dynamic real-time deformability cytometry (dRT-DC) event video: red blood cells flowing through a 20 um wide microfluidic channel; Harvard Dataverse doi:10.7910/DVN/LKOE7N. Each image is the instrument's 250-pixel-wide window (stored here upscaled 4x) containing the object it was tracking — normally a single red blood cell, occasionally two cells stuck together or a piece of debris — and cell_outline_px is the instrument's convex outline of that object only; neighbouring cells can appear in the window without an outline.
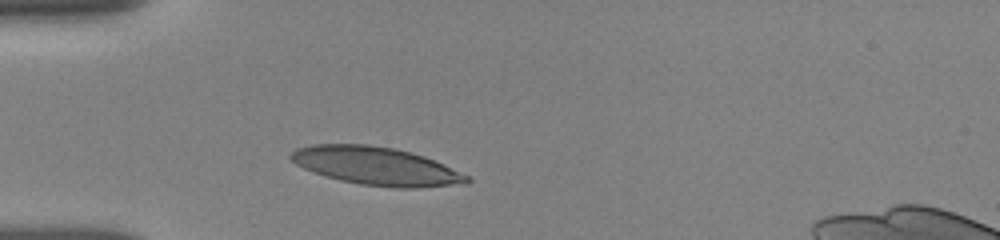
{"species": "human", "species_latin": "Homo sapiens", "temperature_condition": "room temperature", "stored_images_in_passage": 4, "camera_frame_rate_fps": 3000, "um_per_image_px": 0.085, "donor": {"sex": "female"}, "frame": {"image": 1, "passage_image": 1, "time_ms": 0.0, "image_size_px": [1000, 240], "cell_outline_px": [[472, 180], [468, 184], [416, 188], [396, 188], [360, 184], [340, 180], [324, 176], [304, 168], [296, 164], [288, 156], [296, 148], [312, 144], [368, 144], [392, 148], [412, 152], [424, 156], [444, 164], [468, 176]], "centroid_in_image_um": [32.0, 14.12], "position_along_channel_um": 53.0, "area_um2": 39.25}}